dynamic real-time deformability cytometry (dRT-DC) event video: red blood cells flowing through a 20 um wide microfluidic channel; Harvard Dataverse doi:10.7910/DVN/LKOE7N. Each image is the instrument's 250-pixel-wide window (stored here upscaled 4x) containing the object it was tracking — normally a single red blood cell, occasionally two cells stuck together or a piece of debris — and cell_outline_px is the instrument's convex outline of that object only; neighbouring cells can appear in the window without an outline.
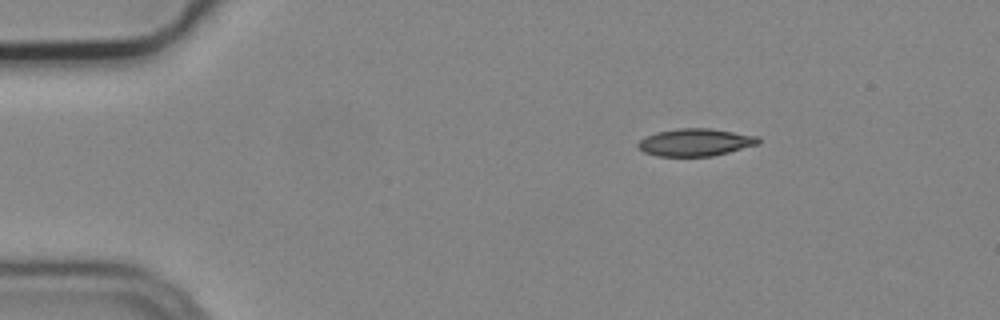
{"species": "common noctule bat (a hibernating species)", "species_latin": "Nyctalus noctula", "temperature_condition": "cold", "stored_images_in_passage": 2, "camera_frame_rate_fps": 3000, "um_per_image_px": 0.085, "animal": {"sex": "male", "body_mass_g": 19.2, "forearm_length_mm": 51.8}, "frame": {"image": 1, "passage_image": 1, "time_ms": 0.0, "image_size_px": [1000, 320], "cell_outline_px": [[760, 144], [712, 156], [656, 156], [644, 152], [636, 144], [640, 140], [656, 132], [680, 128], [712, 128], [760, 136]], "centroid_in_image_um": [59.15, 12.09], "position_along_channel_um": 25.8, "area_um2": 19.31}}